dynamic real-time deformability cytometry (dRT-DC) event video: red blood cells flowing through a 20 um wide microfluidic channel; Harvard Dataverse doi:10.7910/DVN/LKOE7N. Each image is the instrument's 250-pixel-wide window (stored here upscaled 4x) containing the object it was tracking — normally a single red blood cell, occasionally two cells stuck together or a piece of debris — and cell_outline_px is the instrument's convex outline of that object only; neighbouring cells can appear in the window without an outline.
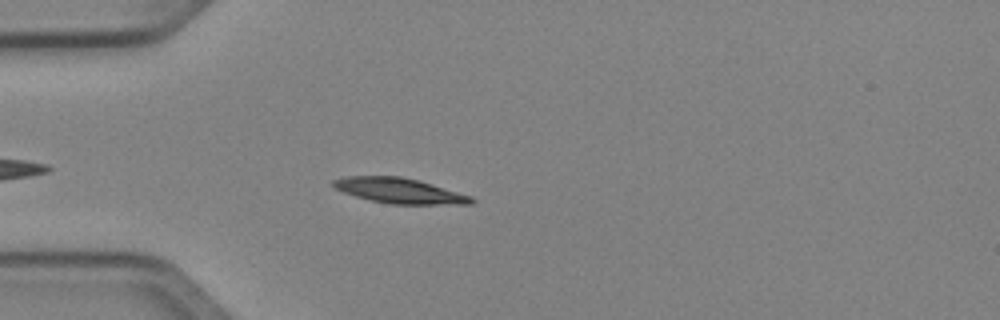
{"species": "Egyptian fruit bat (a non-hibernating species)", "species_latin": "Rousettus aegyptiacus", "temperature_condition": "cold", "stored_images_in_passage": 30, "camera_frame_rate_fps": 3000, "um_per_image_px": 0.085, "animal": {"sex": "female"}, "frame": {"image": 1, "passage_image": 5, "time_ms": 1.333, "image_size_px": [1000, 320], "cell_outline_px": [[476, 200], [472, 204], [392, 204], [372, 200], [356, 196], [344, 192], [336, 188], [332, 184], [332, 180], [348, 176], [400, 176], [420, 180], [472, 196]], "centroid_in_image_um": [34.0, 16.2], "position_along_channel_um": 51.0, "area_um2": 20.23}}
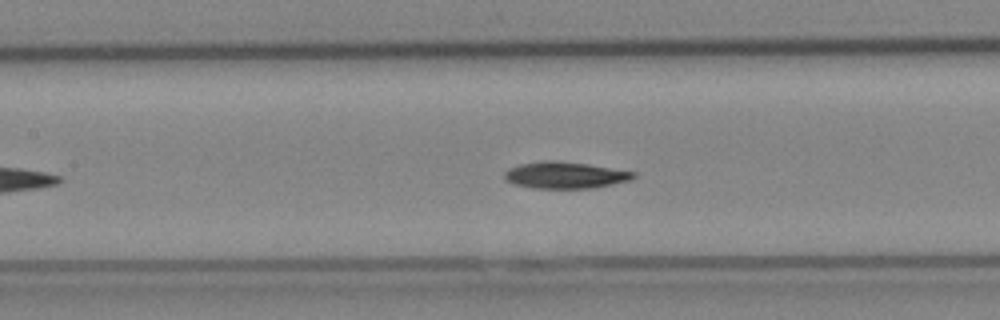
{"frame": {"image": 2, "passage_image": 14, "time_ms": 4.333, "image_size_px": [1000, 320], "cell_outline_px": [[636, 176], [632, 180], [592, 188], [532, 188], [512, 184], [504, 180], [504, 172], [508, 168], [520, 164], [548, 160], [556, 160], [588, 164], [636, 172]], "centroid_in_image_um": [48.01, 14.89], "position_along_channel_um": 159.4, "area_um2": 20.17}}
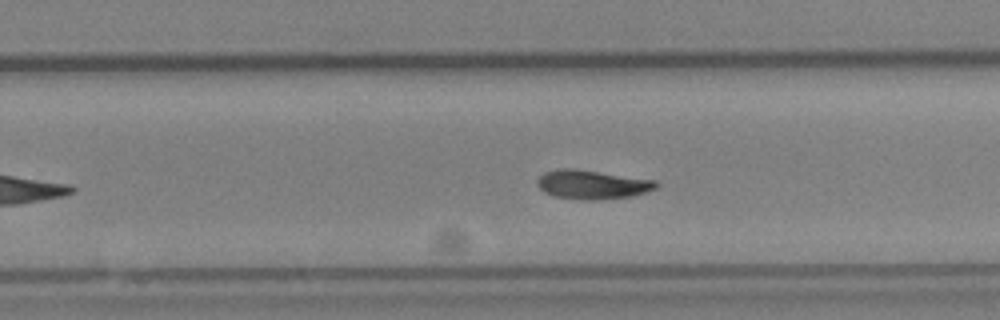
{"frame": {"image": 3, "passage_image": 23, "time_ms": 7.333, "image_size_px": [1000, 320], "cell_outline_px": [[660, 184], [656, 188], [648, 192], [632, 196], [592, 200], [580, 200], [552, 196], [544, 192], [536, 184], [536, 180], [544, 172], [564, 168], [572, 168], [656, 180]], "centroid_in_image_um": [50.34, 15.69], "position_along_channel_um": 279.5, "area_um2": 20.17}, "authors_computed_cell_mechanics": {"area_um2": 19.9699, "velocity_mm_per_s": 4.0241, "shape_relaxation_time_tau1_ms": 5.3672, "shape_relaxation_time_tau2_ms": 5.7242, "deformation_change_tau1": 0.1284, "deformation_change_tau2": 0.0945}}